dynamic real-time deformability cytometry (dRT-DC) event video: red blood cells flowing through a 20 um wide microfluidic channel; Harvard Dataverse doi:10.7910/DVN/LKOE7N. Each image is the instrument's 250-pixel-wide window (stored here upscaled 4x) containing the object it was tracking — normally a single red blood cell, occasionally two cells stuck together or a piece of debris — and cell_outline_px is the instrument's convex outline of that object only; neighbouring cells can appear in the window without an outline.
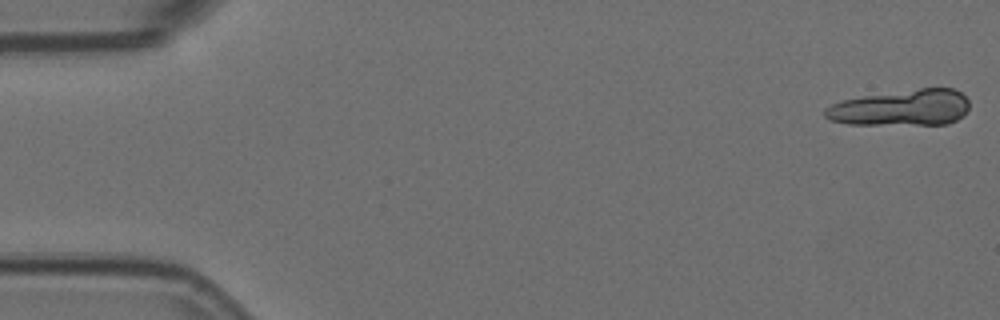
{"species": "Egyptian fruit bat (a non-hibernating species)", "species_latin": "Rousettus aegyptiacus", "temperature_condition": "room temperature", "stored_images_in_passage": 42, "camera_frame_rate_fps": 3000, "um_per_image_px": 0.085, "animal": {"sex": "female"}, "frame": {"image": 1, "passage_image": 1, "time_ms": 0.0, "image_size_px": [1000, 320], "cell_outline_px": [[968, 108], [964, 116], [948, 124], [848, 124], [828, 120], [824, 116], [824, 108], [832, 104], [844, 100], [864, 96], [920, 88], [952, 88], [960, 92], [968, 100]], "centroid_in_image_um": [76.62, 9.17], "position_along_channel_um": 8.4, "area_um2": 30.29}}